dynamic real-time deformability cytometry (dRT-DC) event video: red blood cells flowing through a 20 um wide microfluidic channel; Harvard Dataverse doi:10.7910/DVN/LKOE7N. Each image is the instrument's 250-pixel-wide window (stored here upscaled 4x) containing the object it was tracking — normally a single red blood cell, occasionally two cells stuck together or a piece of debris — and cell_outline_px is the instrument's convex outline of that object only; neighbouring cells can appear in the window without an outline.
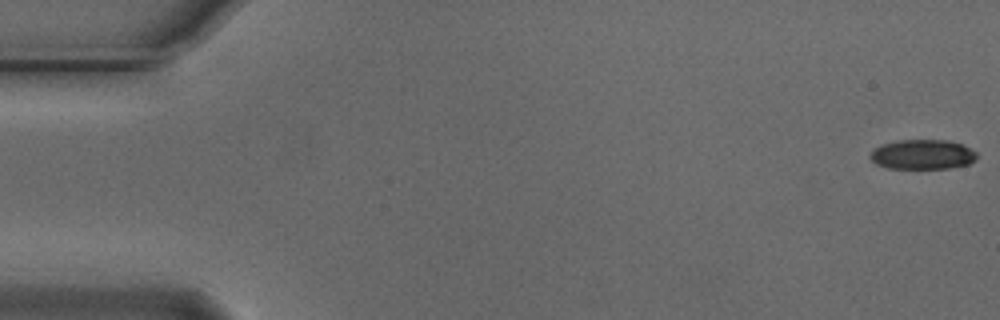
{"species": "Egyptian fruit bat (a non-hibernating species)", "species_latin": "Rousettus aegyptiacus", "temperature_condition": "cold", "stored_images_in_passage": 55, "camera_frame_rate_fps": 3000, "um_per_image_px": 0.085, "animal": {"sex": "male"}, "frame": {"image": 1, "passage_image": 1, "time_ms": 0.0, "image_size_px": [1000, 320], "cell_outline_px": [[976, 160], [968, 164], [948, 168], [888, 168], [876, 164], [868, 156], [872, 148], [896, 140], [948, 140], [964, 144], [976, 152]], "centroid_in_image_um": [78.4, 13.12], "position_along_channel_um": 6.6, "area_um2": 18.61}}
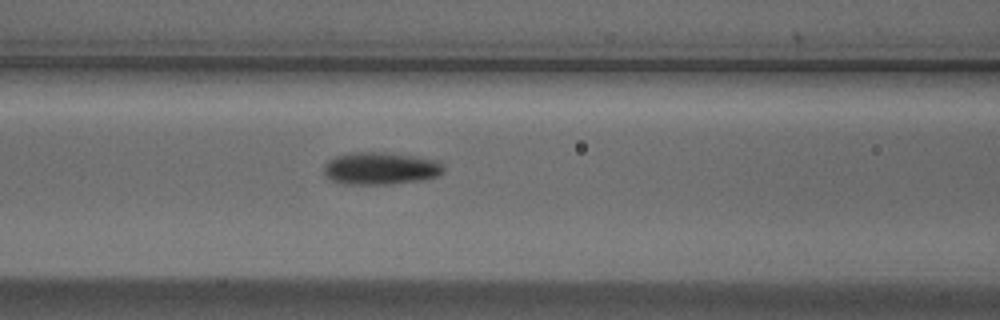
{"frame": {"image": 2, "passage_image": 23, "time_ms": 7.333, "image_size_px": [1000, 320], "cell_outline_px": [[444, 172], [440, 176], [424, 180], [392, 184], [344, 184], [332, 180], [324, 172], [324, 164], [328, 160], [336, 156], [348, 152], [392, 152], [416, 156], [436, 160], [444, 164]], "centroid_in_image_um": [32.4, 14.3], "position_along_channel_um": 134.2, "area_um2": 23.06}}
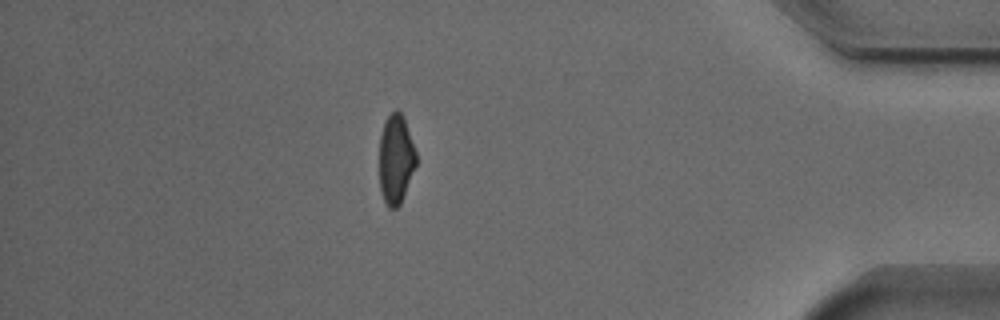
{"frame": {"image": 3, "passage_image": 48, "time_ms": 15.667, "image_size_px": [1000, 320], "cell_outline_px": [[416, 164], [400, 204], [396, 208], [388, 208], [384, 200], [380, 188], [380, 136], [384, 120], [396, 108], [404, 116], [416, 152]], "centroid_in_image_um": [33.64, 13.49], "position_along_channel_um": 401.6, "area_um2": 19.07}, "authors_computed_cell_mechanics": {"area_um2": 20.519, "velocity_mm_per_s": 3.7427, "shape_relaxation_time_tau1_ms": 2.6335, "shape_relaxation_time_tau2_ms": 1.826, "deformation_change_tau1": 0.129, "deformation_change_tau2": 0.058}}